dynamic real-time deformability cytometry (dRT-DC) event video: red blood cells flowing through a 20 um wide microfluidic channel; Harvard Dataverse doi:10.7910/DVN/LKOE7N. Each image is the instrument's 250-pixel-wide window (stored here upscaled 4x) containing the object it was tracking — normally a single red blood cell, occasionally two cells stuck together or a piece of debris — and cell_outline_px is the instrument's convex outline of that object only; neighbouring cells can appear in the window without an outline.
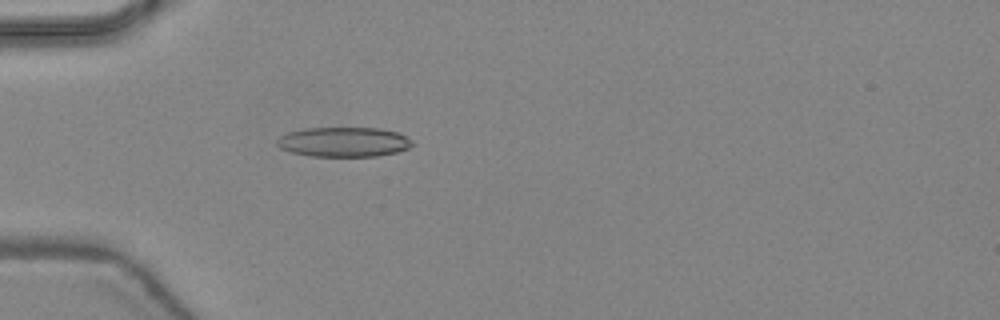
{"species": "common noctule bat (a hibernating species)", "species_latin": "Nyctalus noctula", "temperature_condition": "warm", "stored_images_in_passage": 42, "camera_frame_rate_fps": 3000, "um_per_image_px": 0.085, "animal": {"sex": "female", "body_mass_g": 24.6, "forearm_length_mm": 56.2}, "frame": {"image": 1, "passage_image": 10, "time_ms": 3.0, "image_size_px": [1000, 320], "cell_outline_px": [[412, 144], [408, 148], [396, 152], [376, 156], [312, 156], [292, 152], [280, 148], [276, 144], [276, 140], [280, 136], [288, 132], [304, 128], [380, 128], [396, 132], [412, 140]], "centroid_in_image_um": [29.18, 12.06], "position_along_channel_um": 55.8, "area_um2": 23.29}}
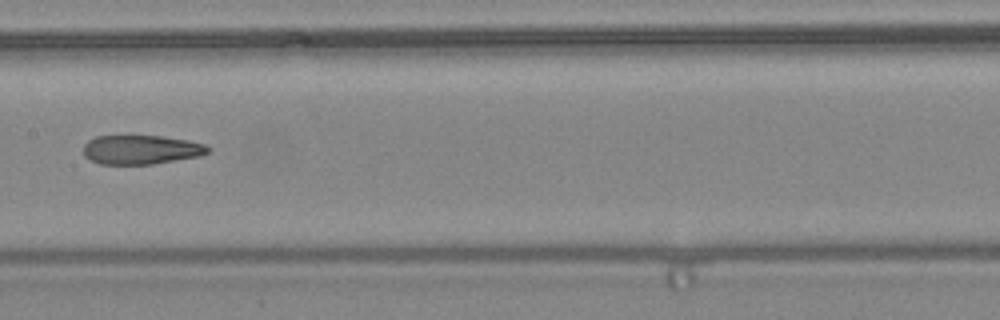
{"frame": {"image": 2, "passage_image": 20, "time_ms": 6.333, "image_size_px": [1000, 320], "cell_outline_px": [[212, 148], [208, 152], [200, 156], [152, 164], [100, 164], [88, 160], [84, 156], [84, 144], [88, 140], [96, 136], [160, 136], [188, 140], [204, 144]], "centroid_in_image_um": [11.98, 12.72], "position_along_channel_um": 195.4, "area_um2": 21.21}}
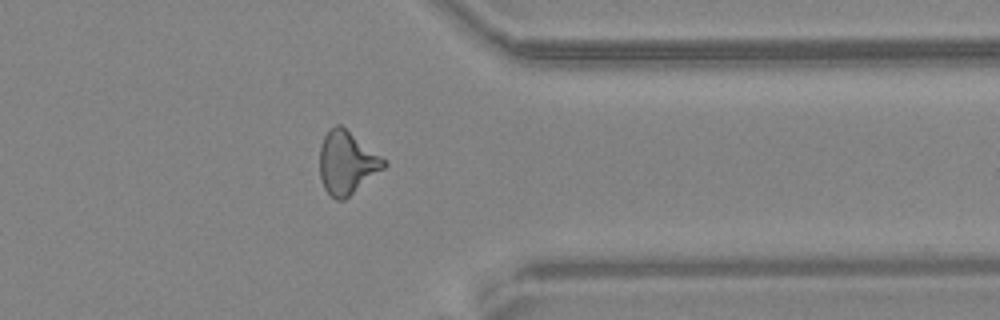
{"frame": {"image": 3, "passage_image": 33, "time_ms": 10.667, "image_size_px": [1000, 320], "cell_outline_px": [[388, 164], [384, 168], [344, 200], [336, 200], [324, 188], [320, 176], [320, 144], [328, 128], [336, 124], [340, 124], [380, 156]], "centroid_in_image_um": [29.45, 13.82], "position_along_channel_um": 382.0, "area_um2": 23.18}, "authors_computed_cell_mechanics": {"area_um2": 22.542, "velocity_mm_per_s": 4.4607, "shape_relaxation_time_tau1_ms": null, "shape_relaxation_time_tau2_ms": 2.5318, "deformation_change_tau1": null, "deformation_change_tau2": 0.1225}}